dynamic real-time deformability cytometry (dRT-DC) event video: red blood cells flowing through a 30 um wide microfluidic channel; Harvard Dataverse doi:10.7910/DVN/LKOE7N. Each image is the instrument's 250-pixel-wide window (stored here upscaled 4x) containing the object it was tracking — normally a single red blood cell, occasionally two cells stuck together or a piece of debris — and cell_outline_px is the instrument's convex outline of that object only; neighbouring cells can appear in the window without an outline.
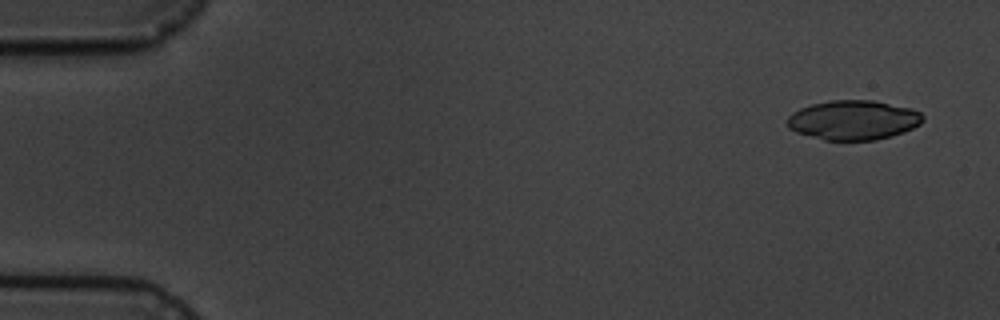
{"species": "common noctule bat (a hibernating species)", "species_latin": "Nyctalus noctula", "temperature_condition": "cold", "stored_images_in_passage": 5, "camera_frame_rate_fps": 3000, "um_per_image_px": 0.085, "animal": {"sex": "male", "body_mass_g": 19.5, "forearm_length_mm": 54.6}, "frame": {"image": 1, "passage_image": 1, "time_ms": 0.0, "image_size_px": [1000, 320], "cell_outline_px": [[924, 120], [920, 124], [904, 132], [892, 136], [876, 140], [824, 140], [796, 132], [788, 128], [788, 116], [792, 112], [800, 108], [812, 104], [832, 100], [872, 100], [912, 108], [920, 112], [924, 116]], "centroid_in_image_um": [72.55, 10.2], "position_along_channel_um": 12.4, "area_um2": 31.33}}